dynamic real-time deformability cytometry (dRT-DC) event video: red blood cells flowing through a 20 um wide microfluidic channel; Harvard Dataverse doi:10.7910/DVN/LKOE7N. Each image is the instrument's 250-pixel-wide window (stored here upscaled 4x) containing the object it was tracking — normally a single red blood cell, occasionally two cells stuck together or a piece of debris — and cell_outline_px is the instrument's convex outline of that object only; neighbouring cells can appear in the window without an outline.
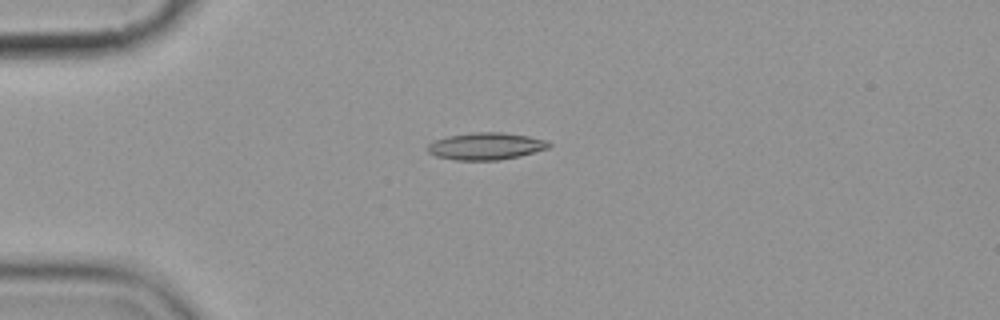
{"species": "common noctule bat (a hibernating species)", "species_latin": "Nyctalus noctula", "temperature_condition": "cold", "stored_images_in_passage": 2, "camera_frame_rate_fps": 3000, "um_per_image_px": 0.085, "animal": {"sex": "female", "body_mass_g": 19.9}, "frame": {"image": 1, "passage_image": 1, "time_ms": 0.0, "image_size_px": [1000, 320], "cell_outline_px": [[552, 144], [548, 148], [520, 156], [500, 160], [456, 160], [436, 156], [428, 152], [428, 144], [436, 140], [448, 136], [476, 132], [500, 132], [528, 136], [548, 140]], "centroid_in_image_um": [41.33, 12.43], "position_along_channel_um": 43.7, "area_um2": 19.07}}